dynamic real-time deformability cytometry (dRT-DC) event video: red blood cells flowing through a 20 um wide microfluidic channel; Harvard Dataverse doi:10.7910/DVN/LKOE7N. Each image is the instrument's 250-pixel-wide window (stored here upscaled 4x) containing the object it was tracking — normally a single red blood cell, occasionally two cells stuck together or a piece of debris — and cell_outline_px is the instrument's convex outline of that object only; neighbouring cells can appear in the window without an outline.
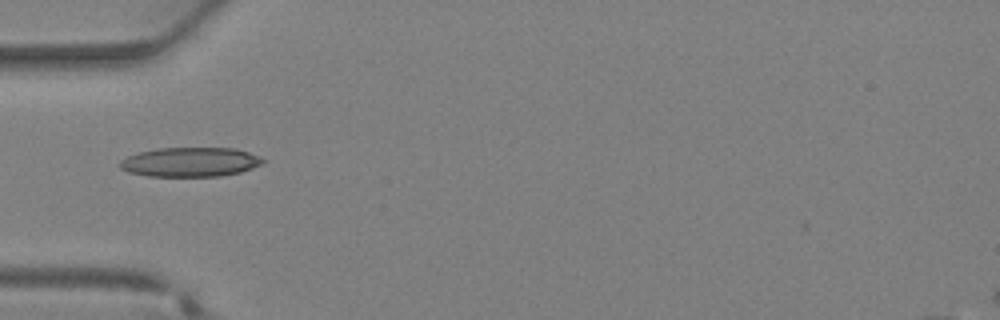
{"species": "Egyptian fruit bat (a non-hibernating species)", "species_latin": "Rousettus aegyptiacus", "temperature_condition": "warm", "stored_images_in_passage": 26, "camera_frame_rate_fps": 3000, "um_per_image_px": 0.085, "animal": {"sex": "female"}, "frame": {"image": 1, "passage_image": 1, "time_ms": 0.0, "image_size_px": [1000, 320], "cell_outline_px": [[268, 160], [264, 164], [240, 172], [220, 176], [148, 176], [128, 172], [120, 168], [120, 160], [128, 156], [140, 152], [160, 148], [232, 148], [248, 152]], "centroid_in_image_um": [16.2, 13.77], "position_along_channel_um": 68.8, "area_um2": 24.45}}
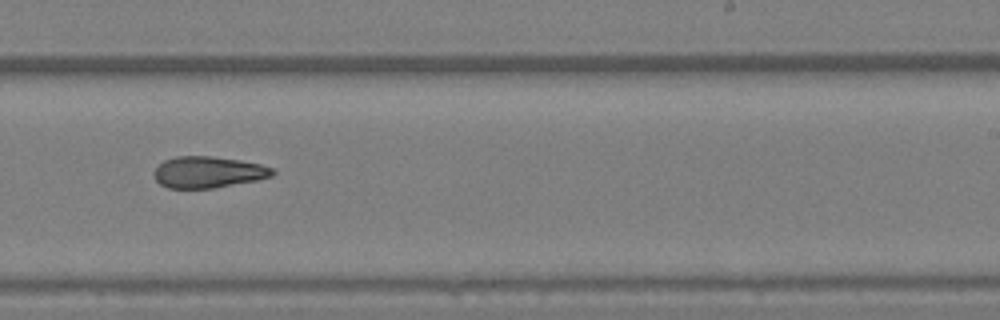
{"frame": {"image": 2, "passage_image": 12, "time_ms": 3.667, "image_size_px": [1000, 320], "cell_outline_px": [[276, 172], [272, 176], [256, 180], [212, 188], [168, 188], [160, 184], [156, 180], [152, 172], [164, 160], [176, 156], [212, 156], [240, 160], [260, 164], [272, 168]], "centroid_in_image_um": [17.67, 14.62], "position_along_channel_um": 271.3, "area_um2": 21.62}}
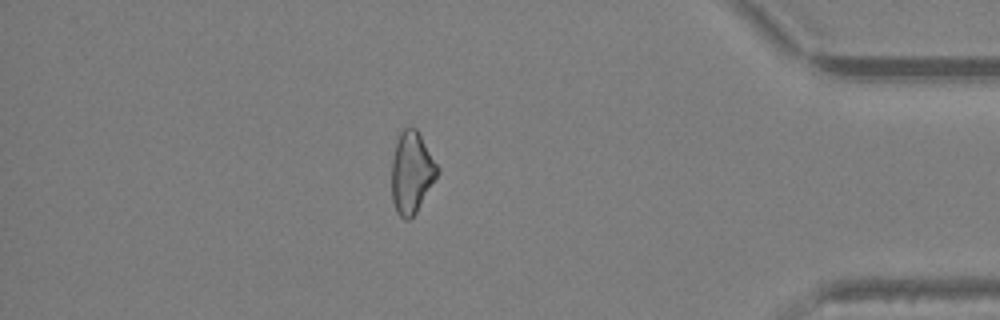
{"frame": {"image": 3, "passage_image": 21, "time_ms": 6.667, "image_size_px": [1000, 320], "cell_outline_px": [[440, 172], [416, 212], [408, 220], [404, 220], [396, 212], [392, 200], [392, 160], [396, 140], [400, 132], [404, 128], [416, 128], [440, 168]], "centroid_in_image_um": [34.99, 14.66], "position_along_channel_um": 400.2, "area_um2": 21.79}}